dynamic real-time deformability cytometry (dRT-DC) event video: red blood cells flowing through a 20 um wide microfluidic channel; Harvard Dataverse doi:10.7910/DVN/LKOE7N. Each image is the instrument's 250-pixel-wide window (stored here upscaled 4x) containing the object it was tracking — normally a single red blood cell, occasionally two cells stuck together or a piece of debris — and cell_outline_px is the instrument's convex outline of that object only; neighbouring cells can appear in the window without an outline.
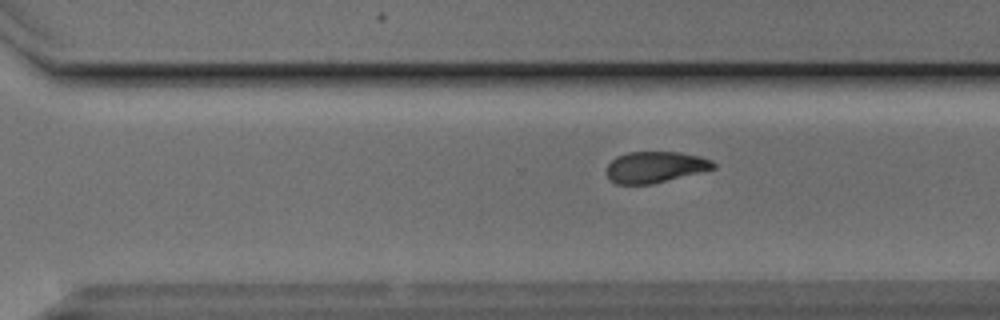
{"species": "Egyptian fruit bat (a non-hibernating species)", "species_latin": "Rousettus aegyptiacus", "temperature_condition": "cold", "stored_images_in_passage": 11, "segment_of_instrument_passage": [2, 2], "camera_frame_rate_fps": 3000, "um_per_image_px": 0.085, "animal": {"sex": "male"}, "frame": {"image": 1, "passage_image": 11, "time_ms": 12.667, "image_size_px": [1000, 320], "cell_outline_px": [[716, 168], [652, 184], [616, 184], [608, 176], [608, 164], [616, 156], [628, 152], [680, 152], [700, 156], [712, 160], [716, 164]], "centroid_in_image_um": [55.72, 14.19], "position_along_channel_um": 314.9, "area_um2": 19.31}}